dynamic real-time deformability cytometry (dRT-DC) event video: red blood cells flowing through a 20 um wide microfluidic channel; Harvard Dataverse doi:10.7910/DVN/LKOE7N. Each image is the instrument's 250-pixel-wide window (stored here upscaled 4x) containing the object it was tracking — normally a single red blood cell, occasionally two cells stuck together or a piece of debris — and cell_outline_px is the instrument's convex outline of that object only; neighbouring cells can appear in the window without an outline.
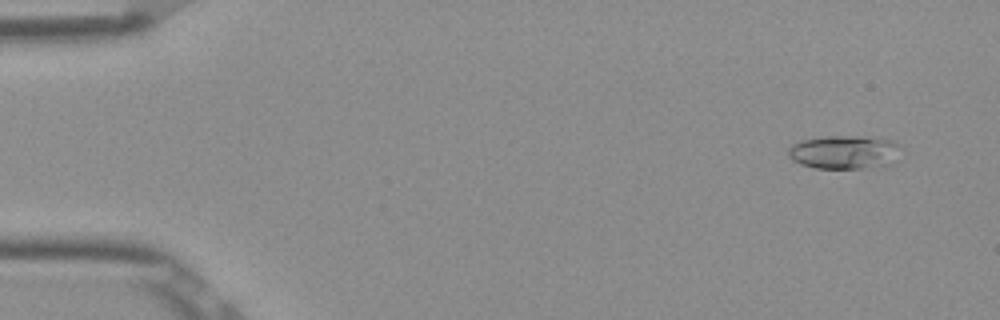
{"species": "Egyptian fruit bat (a non-hibernating species)", "species_latin": "Rousettus aegyptiacus", "temperature_condition": "room temperature", "stored_images_in_passage": 53, "camera_frame_rate_fps": 3000, "um_per_image_px": 0.085, "frame": {"image": 1, "passage_image": 4, "time_ms": 1.0, "image_size_px": [1000, 320], "cell_outline_px": [[904, 148], [900, 160], [896, 164], [884, 168], [816, 168], [800, 164], [792, 160], [788, 156], [788, 148], [792, 144], [804, 140], [824, 136], [880, 136], [892, 140]], "centroid_in_image_um": [71.95, 12.94], "position_along_channel_um": 13.0, "area_um2": 23.24}}
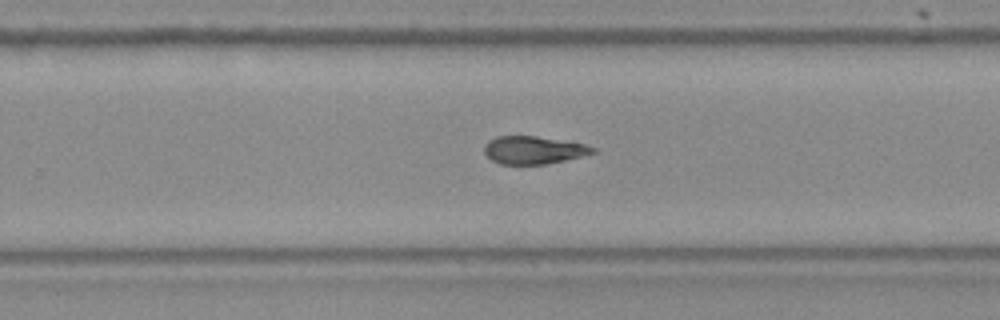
{"frame": {"image": 2, "passage_image": 34, "time_ms": 11.0, "image_size_px": [1000, 320], "cell_outline_px": [[596, 152], [568, 160], [544, 164], [500, 164], [492, 160], [484, 152], [484, 144], [488, 140], [496, 136], [536, 136], [584, 144], [596, 148]], "centroid_in_image_um": [45.34, 12.75], "position_along_channel_um": 284.5, "area_um2": 17.57}}
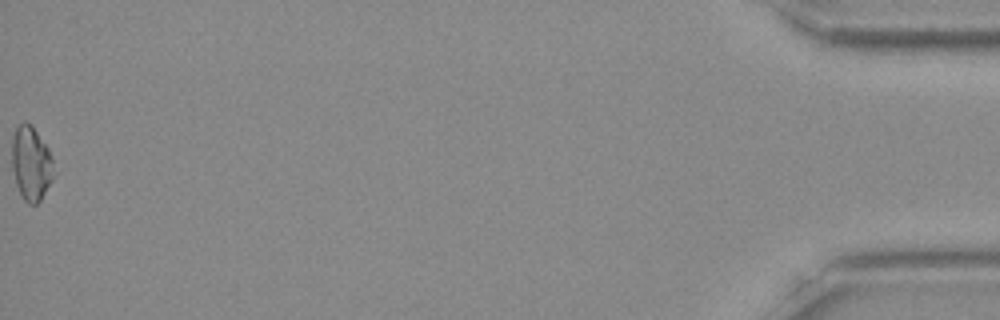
{"frame": {"image": 3, "passage_image": 53, "time_ms": 17.333, "image_size_px": [1000, 320], "cell_outline_px": [[56, 172], [52, 180], [40, 200], [36, 204], [28, 204], [24, 200], [16, 184], [12, 168], [12, 136], [16, 128], [20, 124], [32, 124], [48, 148]], "centroid_in_image_um": [2.65, 13.9], "position_along_channel_um": 432.5, "area_um2": 18.03}, "authors_computed_cell_mechanics": {"area_um2": 18.6116, "velocity_mm_per_s": 3.902, "shape_relaxation_time_tau1_ms": 7.1762, "shape_relaxation_time_tau2_ms": null, "deformation_change_tau1": 0.1851, "deformation_change_tau2": null}}